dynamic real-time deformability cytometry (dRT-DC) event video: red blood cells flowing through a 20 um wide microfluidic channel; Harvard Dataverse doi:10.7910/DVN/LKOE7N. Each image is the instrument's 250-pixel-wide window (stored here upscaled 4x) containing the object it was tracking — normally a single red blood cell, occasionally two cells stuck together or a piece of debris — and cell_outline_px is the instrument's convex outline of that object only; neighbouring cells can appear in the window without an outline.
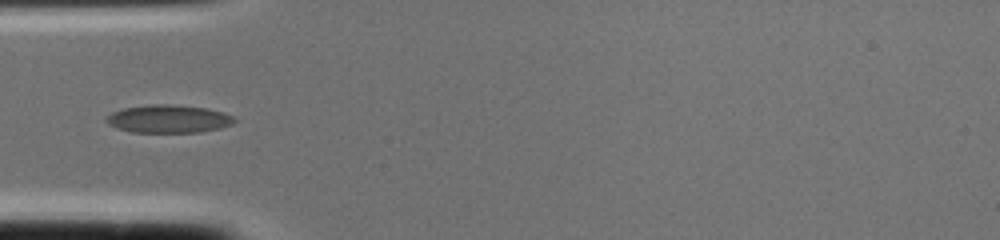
{"species": "common noctule bat (a hibernating species)", "species_latin": "Nyctalus noctula", "temperature_condition": "cold", "stored_images_in_passage": 2, "camera_frame_rate_fps": 3000, "um_per_image_px": 0.085, "animal": {"sex": "female", "body_mass_g": 22.0, "forearm_length_mm": 56.7}, "frame": {"image": 1, "passage_image": 2, "time_ms": 0.333, "image_size_px": [1000, 240], "cell_outline_px": [[236, 120], [232, 124], [220, 128], [200, 132], [132, 132], [116, 128], [108, 124], [104, 120], [104, 116], [112, 112], [124, 108], [148, 104], [168, 104], [204, 108], [224, 112], [232, 116]], "centroid_in_image_um": [14.27, 10.1], "position_along_channel_um": 70.7, "area_um2": 20.92}}